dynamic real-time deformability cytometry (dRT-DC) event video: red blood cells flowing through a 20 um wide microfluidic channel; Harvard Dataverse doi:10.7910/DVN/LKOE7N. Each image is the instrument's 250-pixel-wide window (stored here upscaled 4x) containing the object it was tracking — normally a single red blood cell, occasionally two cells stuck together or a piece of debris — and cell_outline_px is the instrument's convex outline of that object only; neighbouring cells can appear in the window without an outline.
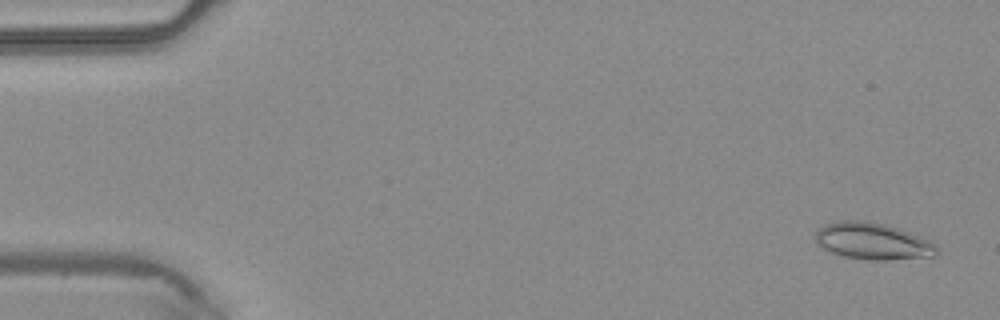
{"species": "common noctule bat (a hibernating species)", "species_latin": "Nyctalus noctula", "temperature_condition": "warm", "stored_images_in_passage": 4, "camera_frame_rate_fps": 3000, "um_per_image_px": 0.085, "animal": {"sex": "male", "body_mass_g": 20.4}, "frame": {"image": 1, "passage_image": 1, "time_ms": 0.0, "image_size_px": [1000, 320], "cell_outline_px": [[940, 252], [936, 256], [888, 260], [872, 260], [844, 256], [832, 252], [816, 244], [816, 232], [824, 224], [840, 220], [868, 220], [900, 228], [932, 240], [936, 244]], "centroid_in_image_um": [74.25, 20.49], "position_along_channel_um": 10.8, "area_um2": 26.36}}